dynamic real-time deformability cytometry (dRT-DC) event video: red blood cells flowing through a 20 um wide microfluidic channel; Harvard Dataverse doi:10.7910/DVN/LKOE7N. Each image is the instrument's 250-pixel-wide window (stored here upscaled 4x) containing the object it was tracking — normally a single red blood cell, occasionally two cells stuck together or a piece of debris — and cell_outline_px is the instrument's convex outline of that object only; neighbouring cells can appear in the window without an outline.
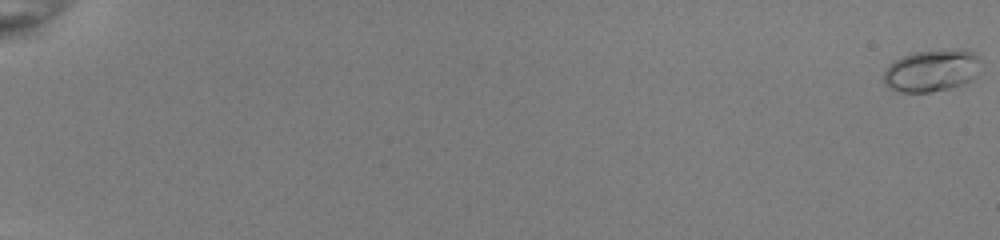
{"species": "common noctule bat (a hibernating species)", "species_latin": "Nyctalus noctula", "temperature_condition": "room temperature", "stored_images_in_passage": 55, "camera_frame_rate_fps": 3000, "um_per_image_px": 0.085, "animal": {"sex": "female", "body_mass_g": 22.0, "forearm_length_mm": 56.7}, "frame": {"image": 1, "passage_image": 1, "time_ms": 0.0, "image_size_px": [1000, 240], "cell_outline_px": [[984, 60], [976, 76], [972, 80], [948, 88], [928, 92], [900, 92], [888, 88], [884, 84], [884, 68], [900, 56], [912, 52], [952, 48], [964, 48], [976, 52]], "centroid_in_image_um": [79.24, 5.95], "position_along_channel_um": 5.8, "area_um2": 24.62}}
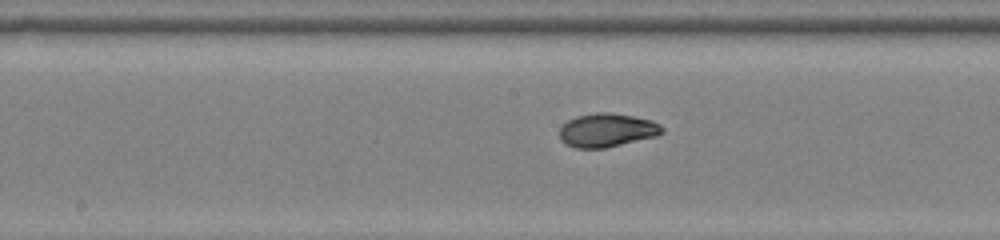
{"frame": {"image": 2, "passage_image": 32, "time_ms": 10.333, "image_size_px": [1000, 240], "cell_outline_px": [[664, 132], [656, 136], [604, 148], [576, 148], [560, 140], [560, 128], [568, 120], [576, 116], [596, 112], [612, 112], [652, 120], [660, 124], [664, 128]], "centroid_in_image_um": [51.6, 11.05], "position_along_channel_um": 196.6, "area_um2": 20.06}}
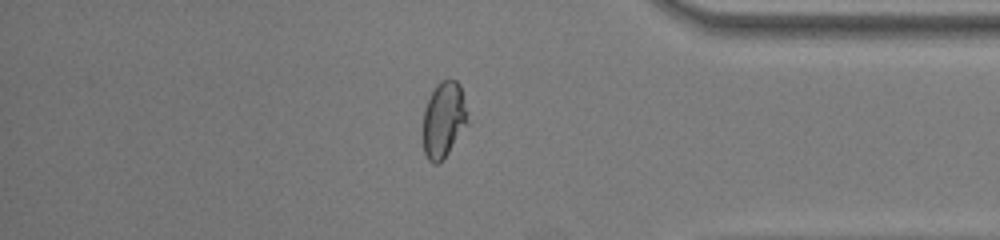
{"frame": {"image": 3, "passage_image": 48, "time_ms": 15.667, "image_size_px": [1000, 240], "cell_outline_px": [[468, 124], [440, 164], [436, 164], [428, 160], [424, 152], [424, 112], [428, 100], [436, 84], [440, 80], [456, 80], [460, 84], [468, 120]], "centroid_in_image_um": [37.72, 10.18], "position_along_channel_um": 397.5, "area_um2": 19.48}, "authors_computed_cell_mechanics": {"area_um2": 20.0566, "velocity_mm_per_s": 4.0051, "shape_relaxation_time_tau1_ms": 5.7813, "shape_relaxation_time_tau2_ms": 0.8373, "deformation_change_tau1": 0.2125, "deformation_change_tau2": 0.0377}}